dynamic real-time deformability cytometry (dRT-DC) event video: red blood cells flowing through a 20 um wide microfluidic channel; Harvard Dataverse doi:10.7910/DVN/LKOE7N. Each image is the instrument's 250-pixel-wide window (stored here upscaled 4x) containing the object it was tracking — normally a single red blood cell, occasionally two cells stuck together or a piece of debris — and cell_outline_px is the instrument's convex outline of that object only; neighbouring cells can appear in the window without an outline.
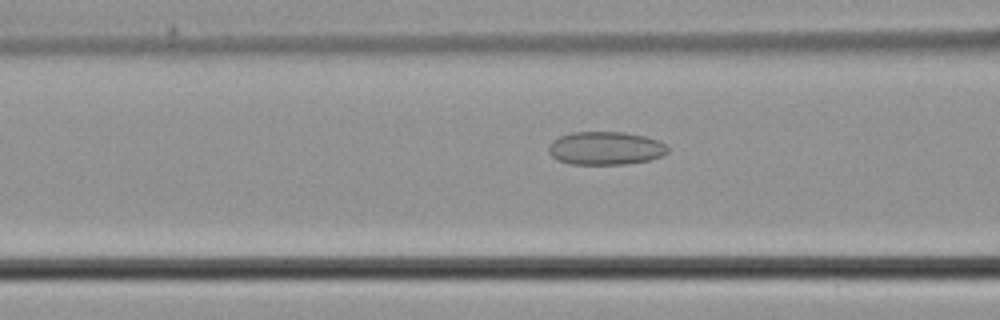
{"species": "common noctule bat (a hibernating species)", "species_latin": "Nyctalus noctula", "temperature_condition": "cold", "stored_images_in_passage": 49, "camera_frame_rate_fps": 3000, "um_per_image_px": 0.085, "animal": {"sex": "male", "body_mass_g": 21.5, "forearm_length_mm": 52.0}, "frame": {"image": 1, "passage_image": 19, "time_ms": 6.0, "image_size_px": [1000, 320], "cell_outline_px": [[668, 152], [660, 156], [648, 160], [624, 164], [572, 164], [556, 160], [548, 152], [548, 148], [552, 140], [560, 136], [572, 132], [624, 132], [644, 136], [656, 140], [664, 144], [668, 148]], "centroid_in_image_um": [51.42, 12.6], "position_along_channel_um": 115.2, "area_um2": 22.95}}
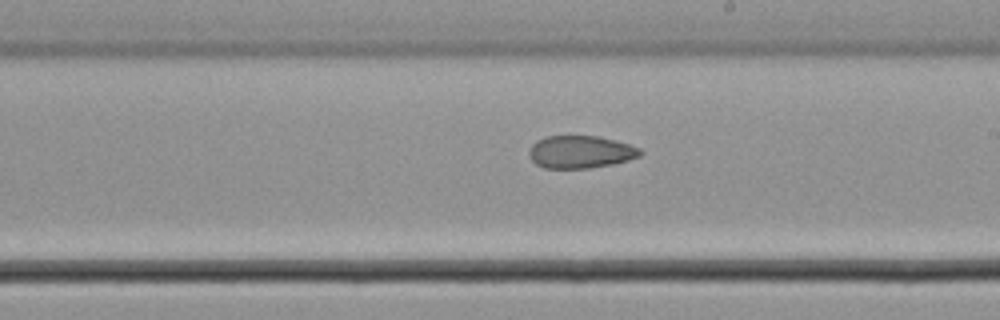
{"frame": {"image": 2, "passage_image": 28, "time_ms": 9.0, "image_size_px": [1000, 320], "cell_outline_px": [[644, 152], [640, 156], [628, 160], [612, 164], [588, 168], [544, 168], [536, 164], [528, 156], [528, 152], [532, 144], [536, 140], [544, 136], [600, 136], [616, 140], [640, 148]], "centroid_in_image_um": [49.33, 12.91], "position_along_channel_um": 239.7, "area_um2": 21.27}}
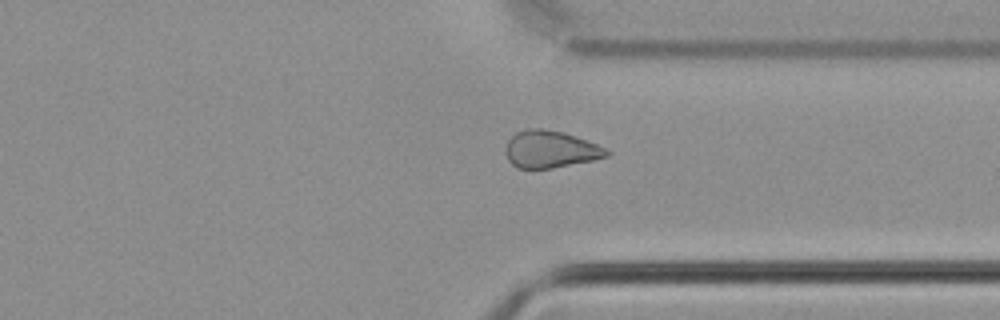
{"frame": {"image": 3, "passage_image": 37, "time_ms": 12.0, "image_size_px": [1000, 320], "cell_outline_px": [[612, 152], [608, 156], [592, 160], [552, 168], [516, 168], [508, 160], [504, 152], [504, 148], [508, 140], [516, 132], [528, 128], [540, 128], [564, 132], [596, 144]], "centroid_in_image_um": [46.74, 12.69], "position_along_channel_um": 364.7, "area_um2": 21.85}}